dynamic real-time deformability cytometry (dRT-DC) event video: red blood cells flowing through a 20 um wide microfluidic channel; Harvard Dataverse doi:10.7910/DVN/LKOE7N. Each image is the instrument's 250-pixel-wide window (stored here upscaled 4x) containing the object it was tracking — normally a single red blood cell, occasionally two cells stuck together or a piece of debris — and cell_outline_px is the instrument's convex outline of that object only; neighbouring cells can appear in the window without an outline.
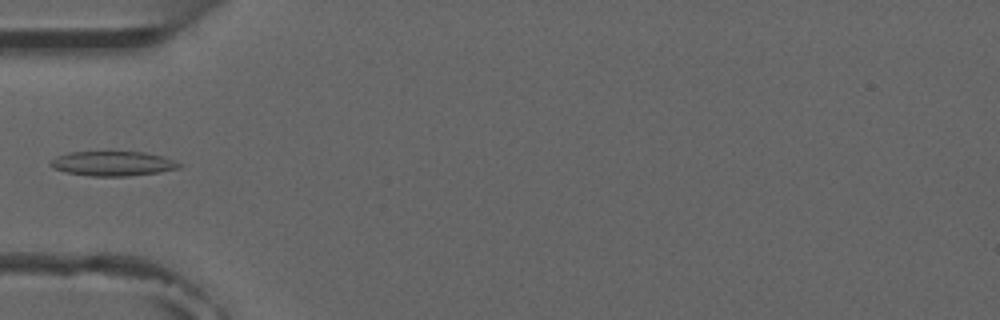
{"species": "common noctule bat (a hibernating species)", "species_latin": "Nyctalus noctula", "temperature_condition": "room temperature", "stored_images_in_passage": 5, "camera_frame_rate_fps": 3000, "um_per_image_px": 0.085, "animal": {"sex": "male", "forearm_length_mm": 52.5}, "frame": {"image": 1, "passage_image": 5, "time_ms": 4.333, "image_size_px": [1000, 320], "cell_outline_px": [[184, 164], [180, 168], [160, 172], [128, 176], [92, 176], [64, 172], [52, 168], [48, 164], [56, 156], [68, 152], [144, 152], [164, 156]], "centroid_in_image_um": [9.6, 13.9], "position_along_channel_um": 75.4, "area_um2": 18.67}}